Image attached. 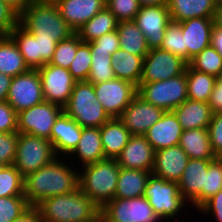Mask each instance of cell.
Masks as SVG:
<instances>
[{
	"label": "cell",
	"mask_w": 222,
	"mask_h": 222,
	"mask_svg": "<svg viewBox=\"0 0 222 222\" xmlns=\"http://www.w3.org/2000/svg\"><path fill=\"white\" fill-rule=\"evenodd\" d=\"M78 188L79 168L74 167L66 157L57 156L24 177V197L30 206H36L53 196L71 193Z\"/></svg>",
	"instance_id": "obj_1"
},
{
	"label": "cell",
	"mask_w": 222,
	"mask_h": 222,
	"mask_svg": "<svg viewBox=\"0 0 222 222\" xmlns=\"http://www.w3.org/2000/svg\"><path fill=\"white\" fill-rule=\"evenodd\" d=\"M43 222H94L101 217V208L80 188L42 200L35 206Z\"/></svg>",
	"instance_id": "obj_2"
},
{
	"label": "cell",
	"mask_w": 222,
	"mask_h": 222,
	"mask_svg": "<svg viewBox=\"0 0 222 222\" xmlns=\"http://www.w3.org/2000/svg\"><path fill=\"white\" fill-rule=\"evenodd\" d=\"M19 24L36 38L54 39L57 43L75 33L54 1H33L19 15Z\"/></svg>",
	"instance_id": "obj_3"
},
{
	"label": "cell",
	"mask_w": 222,
	"mask_h": 222,
	"mask_svg": "<svg viewBox=\"0 0 222 222\" xmlns=\"http://www.w3.org/2000/svg\"><path fill=\"white\" fill-rule=\"evenodd\" d=\"M120 166L106 158L80 167L79 188L101 209L115 198Z\"/></svg>",
	"instance_id": "obj_4"
},
{
	"label": "cell",
	"mask_w": 222,
	"mask_h": 222,
	"mask_svg": "<svg viewBox=\"0 0 222 222\" xmlns=\"http://www.w3.org/2000/svg\"><path fill=\"white\" fill-rule=\"evenodd\" d=\"M144 197L149 201L158 218L165 222H179L181 214L187 211L185 207H190L179 192L177 182L166 181L153 174L148 179Z\"/></svg>",
	"instance_id": "obj_5"
},
{
	"label": "cell",
	"mask_w": 222,
	"mask_h": 222,
	"mask_svg": "<svg viewBox=\"0 0 222 222\" xmlns=\"http://www.w3.org/2000/svg\"><path fill=\"white\" fill-rule=\"evenodd\" d=\"M63 111L81 127H101L111 119L97 100L94 85L88 81H76Z\"/></svg>",
	"instance_id": "obj_6"
},
{
	"label": "cell",
	"mask_w": 222,
	"mask_h": 222,
	"mask_svg": "<svg viewBox=\"0 0 222 222\" xmlns=\"http://www.w3.org/2000/svg\"><path fill=\"white\" fill-rule=\"evenodd\" d=\"M137 95L164 111H173L188 99L186 72L167 80L140 83Z\"/></svg>",
	"instance_id": "obj_7"
},
{
	"label": "cell",
	"mask_w": 222,
	"mask_h": 222,
	"mask_svg": "<svg viewBox=\"0 0 222 222\" xmlns=\"http://www.w3.org/2000/svg\"><path fill=\"white\" fill-rule=\"evenodd\" d=\"M56 157L52 143L48 139L19 133L13 165L24 177L39 170Z\"/></svg>",
	"instance_id": "obj_8"
},
{
	"label": "cell",
	"mask_w": 222,
	"mask_h": 222,
	"mask_svg": "<svg viewBox=\"0 0 222 222\" xmlns=\"http://www.w3.org/2000/svg\"><path fill=\"white\" fill-rule=\"evenodd\" d=\"M104 222H152L164 221L154 213L144 197L114 198L101 209Z\"/></svg>",
	"instance_id": "obj_9"
},
{
	"label": "cell",
	"mask_w": 222,
	"mask_h": 222,
	"mask_svg": "<svg viewBox=\"0 0 222 222\" xmlns=\"http://www.w3.org/2000/svg\"><path fill=\"white\" fill-rule=\"evenodd\" d=\"M62 112L63 107L47 101L21 110L17 113V131L50 141L51 129Z\"/></svg>",
	"instance_id": "obj_10"
},
{
	"label": "cell",
	"mask_w": 222,
	"mask_h": 222,
	"mask_svg": "<svg viewBox=\"0 0 222 222\" xmlns=\"http://www.w3.org/2000/svg\"><path fill=\"white\" fill-rule=\"evenodd\" d=\"M188 63L181 57L161 48L151 49L143 59L140 83H151L177 77L185 72Z\"/></svg>",
	"instance_id": "obj_11"
},
{
	"label": "cell",
	"mask_w": 222,
	"mask_h": 222,
	"mask_svg": "<svg viewBox=\"0 0 222 222\" xmlns=\"http://www.w3.org/2000/svg\"><path fill=\"white\" fill-rule=\"evenodd\" d=\"M43 101L42 83L37 69H29L12 77L6 102L17 113Z\"/></svg>",
	"instance_id": "obj_12"
},
{
	"label": "cell",
	"mask_w": 222,
	"mask_h": 222,
	"mask_svg": "<svg viewBox=\"0 0 222 222\" xmlns=\"http://www.w3.org/2000/svg\"><path fill=\"white\" fill-rule=\"evenodd\" d=\"M93 85L97 100L111 118H118L137 95L136 85L119 78Z\"/></svg>",
	"instance_id": "obj_13"
},
{
	"label": "cell",
	"mask_w": 222,
	"mask_h": 222,
	"mask_svg": "<svg viewBox=\"0 0 222 222\" xmlns=\"http://www.w3.org/2000/svg\"><path fill=\"white\" fill-rule=\"evenodd\" d=\"M37 70L41 78L44 100L64 107L76 83L69 70L50 63Z\"/></svg>",
	"instance_id": "obj_14"
},
{
	"label": "cell",
	"mask_w": 222,
	"mask_h": 222,
	"mask_svg": "<svg viewBox=\"0 0 222 222\" xmlns=\"http://www.w3.org/2000/svg\"><path fill=\"white\" fill-rule=\"evenodd\" d=\"M134 22L144 34L149 49L160 48L166 27L171 22L167 4L141 7Z\"/></svg>",
	"instance_id": "obj_15"
},
{
	"label": "cell",
	"mask_w": 222,
	"mask_h": 222,
	"mask_svg": "<svg viewBox=\"0 0 222 222\" xmlns=\"http://www.w3.org/2000/svg\"><path fill=\"white\" fill-rule=\"evenodd\" d=\"M164 110L136 95L118 119L131 135H144L164 114Z\"/></svg>",
	"instance_id": "obj_16"
},
{
	"label": "cell",
	"mask_w": 222,
	"mask_h": 222,
	"mask_svg": "<svg viewBox=\"0 0 222 222\" xmlns=\"http://www.w3.org/2000/svg\"><path fill=\"white\" fill-rule=\"evenodd\" d=\"M214 159H189L184 172L178 181L179 192L184 199L194 208H200V192L205 187L206 173L209 163Z\"/></svg>",
	"instance_id": "obj_17"
},
{
	"label": "cell",
	"mask_w": 222,
	"mask_h": 222,
	"mask_svg": "<svg viewBox=\"0 0 222 222\" xmlns=\"http://www.w3.org/2000/svg\"><path fill=\"white\" fill-rule=\"evenodd\" d=\"M155 151L144 135H131L128 143L116 158L120 167L150 171L154 165Z\"/></svg>",
	"instance_id": "obj_18"
},
{
	"label": "cell",
	"mask_w": 222,
	"mask_h": 222,
	"mask_svg": "<svg viewBox=\"0 0 222 222\" xmlns=\"http://www.w3.org/2000/svg\"><path fill=\"white\" fill-rule=\"evenodd\" d=\"M189 159L179 145L157 150L154 154L152 174L166 181L178 183Z\"/></svg>",
	"instance_id": "obj_19"
},
{
	"label": "cell",
	"mask_w": 222,
	"mask_h": 222,
	"mask_svg": "<svg viewBox=\"0 0 222 222\" xmlns=\"http://www.w3.org/2000/svg\"><path fill=\"white\" fill-rule=\"evenodd\" d=\"M61 17L76 32L106 7V0H54Z\"/></svg>",
	"instance_id": "obj_20"
},
{
	"label": "cell",
	"mask_w": 222,
	"mask_h": 222,
	"mask_svg": "<svg viewBox=\"0 0 222 222\" xmlns=\"http://www.w3.org/2000/svg\"><path fill=\"white\" fill-rule=\"evenodd\" d=\"M82 127L64 111L51 129L50 142L56 156L67 157L77 146Z\"/></svg>",
	"instance_id": "obj_21"
},
{
	"label": "cell",
	"mask_w": 222,
	"mask_h": 222,
	"mask_svg": "<svg viewBox=\"0 0 222 222\" xmlns=\"http://www.w3.org/2000/svg\"><path fill=\"white\" fill-rule=\"evenodd\" d=\"M213 26V18H193L180 22L184 47H187V63L204 48L210 46Z\"/></svg>",
	"instance_id": "obj_22"
},
{
	"label": "cell",
	"mask_w": 222,
	"mask_h": 222,
	"mask_svg": "<svg viewBox=\"0 0 222 222\" xmlns=\"http://www.w3.org/2000/svg\"><path fill=\"white\" fill-rule=\"evenodd\" d=\"M66 158L78 168L106 159L101 142L100 127H82L77 146ZM74 161L79 162V165H75Z\"/></svg>",
	"instance_id": "obj_23"
},
{
	"label": "cell",
	"mask_w": 222,
	"mask_h": 222,
	"mask_svg": "<svg viewBox=\"0 0 222 222\" xmlns=\"http://www.w3.org/2000/svg\"><path fill=\"white\" fill-rule=\"evenodd\" d=\"M182 128L173 111H165L162 117L144 134L154 151L179 145Z\"/></svg>",
	"instance_id": "obj_24"
},
{
	"label": "cell",
	"mask_w": 222,
	"mask_h": 222,
	"mask_svg": "<svg viewBox=\"0 0 222 222\" xmlns=\"http://www.w3.org/2000/svg\"><path fill=\"white\" fill-rule=\"evenodd\" d=\"M218 0H166L171 21L180 23L193 18H213Z\"/></svg>",
	"instance_id": "obj_25"
},
{
	"label": "cell",
	"mask_w": 222,
	"mask_h": 222,
	"mask_svg": "<svg viewBox=\"0 0 222 222\" xmlns=\"http://www.w3.org/2000/svg\"><path fill=\"white\" fill-rule=\"evenodd\" d=\"M182 130L208 128L213 113L207 102L186 99L173 110Z\"/></svg>",
	"instance_id": "obj_26"
},
{
	"label": "cell",
	"mask_w": 222,
	"mask_h": 222,
	"mask_svg": "<svg viewBox=\"0 0 222 222\" xmlns=\"http://www.w3.org/2000/svg\"><path fill=\"white\" fill-rule=\"evenodd\" d=\"M100 136L105 158L116 159L131 134L118 118H111L100 127Z\"/></svg>",
	"instance_id": "obj_27"
},
{
	"label": "cell",
	"mask_w": 222,
	"mask_h": 222,
	"mask_svg": "<svg viewBox=\"0 0 222 222\" xmlns=\"http://www.w3.org/2000/svg\"><path fill=\"white\" fill-rule=\"evenodd\" d=\"M179 146L186 152L190 159H215L208 128L183 130Z\"/></svg>",
	"instance_id": "obj_28"
},
{
	"label": "cell",
	"mask_w": 222,
	"mask_h": 222,
	"mask_svg": "<svg viewBox=\"0 0 222 222\" xmlns=\"http://www.w3.org/2000/svg\"><path fill=\"white\" fill-rule=\"evenodd\" d=\"M152 173L120 167L115 198H135L144 196L145 187Z\"/></svg>",
	"instance_id": "obj_29"
},
{
	"label": "cell",
	"mask_w": 222,
	"mask_h": 222,
	"mask_svg": "<svg viewBox=\"0 0 222 222\" xmlns=\"http://www.w3.org/2000/svg\"><path fill=\"white\" fill-rule=\"evenodd\" d=\"M112 69L115 73V78L127 80L138 86L143 69V58L138 55H133L118 49L112 55Z\"/></svg>",
	"instance_id": "obj_30"
},
{
	"label": "cell",
	"mask_w": 222,
	"mask_h": 222,
	"mask_svg": "<svg viewBox=\"0 0 222 222\" xmlns=\"http://www.w3.org/2000/svg\"><path fill=\"white\" fill-rule=\"evenodd\" d=\"M30 68L9 35H0V73L15 77Z\"/></svg>",
	"instance_id": "obj_31"
},
{
	"label": "cell",
	"mask_w": 222,
	"mask_h": 222,
	"mask_svg": "<svg viewBox=\"0 0 222 222\" xmlns=\"http://www.w3.org/2000/svg\"><path fill=\"white\" fill-rule=\"evenodd\" d=\"M118 23L119 21L115 18V15L105 7L80 27L76 33L82 42L89 43L104 34L117 30Z\"/></svg>",
	"instance_id": "obj_32"
},
{
	"label": "cell",
	"mask_w": 222,
	"mask_h": 222,
	"mask_svg": "<svg viewBox=\"0 0 222 222\" xmlns=\"http://www.w3.org/2000/svg\"><path fill=\"white\" fill-rule=\"evenodd\" d=\"M117 32L119 36L120 49L130 54L141 56L143 59L150 49L147 40L134 21H120Z\"/></svg>",
	"instance_id": "obj_33"
},
{
	"label": "cell",
	"mask_w": 222,
	"mask_h": 222,
	"mask_svg": "<svg viewBox=\"0 0 222 222\" xmlns=\"http://www.w3.org/2000/svg\"><path fill=\"white\" fill-rule=\"evenodd\" d=\"M185 72L188 99L208 103L216 83V76L197 71L189 64Z\"/></svg>",
	"instance_id": "obj_34"
},
{
	"label": "cell",
	"mask_w": 222,
	"mask_h": 222,
	"mask_svg": "<svg viewBox=\"0 0 222 222\" xmlns=\"http://www.w3.org/2000/svg\"><path fill=\"white\" fill-rule=\"evenodd\" d=\"M16 43L25 63L30 69H37L36 37L26 31L20 24L8 34Z\"/></svg>",
	"instance_id": "obj_35"
},
{
	"label": "cell",
	"mask_w": 222,
	"mask_h": 222,
	"mask_svg": "<svg viewBox=\"0 0 222 222\" xmlns=\"http://www.w3.org/2000/svg\"><path fill=\"white\" fill-rule=\"evenodd\" d=\"M91 70L87 81L99 84L115 78L110 52L91 51Z\"/></svg>",
	"instance_id": "obj_36"
},
{
	"label": "cell",
	"mask_w": 222,
	"mask_h": 222,
	"mask_svg": "<svg viewBox=\"0 0 222 222\" xmlns=\"http://www.w3.org/2000/svg\"><path fill=\"white\" fill-rule=\"evenodd\" d=\"M24 195V176L14 165L0 171V197Z\"/></svg>",
	"instance_id": "obj_37"
},
{
	"label": "cell",
	"mask_w": 222,
	"mask_h": 222,
	"mask_svg": "<svg viewBox=\"0 0 222 222\" xmlns=\"http://www.w3.org/2000/svg\"><path fill=\"white\" fill-rule=\"evenodd\" d=\"M188 64L197 71L216 77L222 71V57L211 45L204 48Z\"/></svg>",
	"instance_id": "obj_38"
},
{
	"label": "cell",
	"mask_w": 222,
	"mask_h": 222,
	"mask_svg": "<svg viewBox=\"0 0 222 222\" xmlns=\"http://www.w3.org/2000/svg\"><path fill=\"white\" fill-rule=\"evenodd\" d=\"M82 43L79 35L75 32L69 38L56 44L52 59L49 62L54 66L69 68L76 55L77 47Z\"/></svg>",
	"instance_id": "obj_39"
},
{
	"label": "cell",
	"mask_w": 222,
	"mask_h": 222,
	"mask_svg": "<svg viewBox=\"0 0 222 222\" xmlns=\"http://www.w3.org/2000/svg\"><path fill=\"white\" fill-rule=\"evenodd\" d=\"M160 48L187 62V47H184V35L180 23L171 21L167 25Z\"/></svg>",
	"instance_id": "obj_40"
},
{
	"label": "cell",
	"mask_w": 222,
	"mask_h": 222,
	"mask_svg": "<svg viewBox=\"0 0 222 222\" xmlns=\"http://www.w3.org/2000/svg\"><path fill=\"white\" fill-rule=\"evenodd\" d=\"M220 190H222V157H217L209 163L205 187L200 192V207Z\"/></svg>",
	"instance_id": "obj_41"
},
{
	"label": "cell",
	"mask_w": 222,
	"mask_h": 222,
	"mask_svg": "<svg viewBox=\"0 0 222 222\" xmlns=\"http://www.w3.org/2000/svg\"><path fill=\"white\" fill-rule=\"evenodd\" d=\"M91 50L88 43L82 42L76 51L74 60L68 68L76 81H87L91 70Z\"/></svg>",
	"instance_id": "obj_42"
},
{
	"label": "cell",
	"mask_w": 222,
	"mask_h": 222,
	"mask_svg": "<svg viewBox=\"0 0 222 222\" xmlns=\"http://www.w3.org/2000/svg\"><path fill=\"white\" fill-rule=\"evenodd\" d=\"M29 207L24 195L0 197V222H12Z\"/></svg>",
	"instance_id": "obj_43"
},
{
	"label": "cell",
	"mask_w": 222,
	"mask_h": 222,
	"mask_svg": "<svg viewBox=\"0 0 222 222\" xmlns=\"http://www.w3.org/2000/svg\"><path fill=\"white\" fill-rule=\"evenodd\" d=\"M106 7L120 21H134L141 5L138 0H106Z\"/></svg>",
	"instance_id": "obj_44"
},
{
	"label": "cell",
	"mask_w": 222,
	"mask_h": 222,
	"mask_svg": "<svg viewBox=\"0 0 222 222\" xmlns=\"http://www.w3.org/2000/svg\"><path fill=\"white\" fill-rule=\"evenodd\" d=\"M19 132L0 133V162L13 165L16 157Z\"/></svg>",
	"instance_id": "obj_45"
},
{
	"label": "cell",
	"mask_w": 222,
	"mask_h": 222,
	"mask_svg": "<svg viewBox=\"0 0 222 222\" xmlns=\"http://www.w3.org/2000/svg\"><path fill=\"white\" fill-rule=\"evenodd\" d=\"M208 132L214 154L222 157V112L213 114Z\"/></svg>",
	"instance_id": "obj_46"
},
{
	"label": "cell",
	"mask_w": 222,
	"mask_h": 222,
	"mask_svg": "<svg viewBox=\"0 0 222 222\" xmlns=\"http://www.w3.org/2000/svg\"><path fill=\"white\" fill-rule=\"evenodd\" d=\"M91 51L110 52L111 56L120 48L117 30L104 34L88 43Z\"/></svg>",
	"instance_id": "obj_47"
},
{
	"label": "cell",
	"mask_w": 222,
	"mask_h": 222,
	"mask_svg": "<svg viewBox=\"0 0 222 222\" xmlns=\"http://www.w3.org/2000/svg\"><path fill=\"white\" fill-rule=\"evenodd\" d=\"M19 24V15L0 0V35H8Z\"/></svg>",
	"instance_id": "obj_48"
},
{
	"label": "cell",
	"mask_w": 222,
	"mask_h": 222,
	"mask_svg": "<svg viewBox=\"0 0 222 222\" xmlns=\"http://www.w3.org/2000/svg\"><path fill=\"white\" fill-rule=\"evenodd\" d=\"M17 131V112L6 102H0V133Z\"/></svg>",
	"instance_id": "obj_49"
},
{
	"label": "cell",
	"mask_w": 222,
	"mask_h": 222,
	"mask_svg": "<svg viewBox=\"0 0 222 222\" xmlns=\"http://www.w3.org/2000/svg\"><path fill=\"white\" fill-rule=\"evenodd\" d=\"M199 214L214 217L215 222H222V190L208 199L198 210ZM202 212V213H201ZM208 214V215H207Z\"/></svg>",
	"instance_id": "obj_50"
},
{
	"label": "cell",
	"mask_w": 222,
	"mask_h": 222,
	"mask_svg": "<svg viewBox=\"0 0 222 222\" xmlns=\"http://www.w3.org/2000/svg\"><path fill=\"white\" fill-rule=\"evenodd\" d=\"M56 44L54 39L36 38L37 69L51 61Z\"/></svg>",
	"instance_id": "obj_51"
},
{
	"label": "cell",
	"mask_w": 222,
	"mask_h": 222,
	"mask_svg": "<svg viewBox=\"0 0 222 222\" xmlns=\"http://www.w3.org/2000/svg\"><path fill=\"white\" fill-rule=\"evenodd\" d=\"M208 104L213 114L222 112V71L216 77V83Z\"/></svg>",
	"instance_id": "obj_52"
},
{
	"label": "cell",
	"mask_w": 222,
	"mask_h": 222,
	"mask_svg": "<svg viewBox=\"0 0 222 222\" xmlns=\"http://www.w3.org/2000/svg\"><path fill=\"white\" fill-rule=\"evenodd\" d=\"M12 222H43V218L35 206H30L19 218Z\"/></svg>",
	"instance_id": "obj_53"
},
{
	"label": "cell",
	"mask_w": 222,
	"mask_h": 222,
	"mask_svg": "<svg viewBox=\"0 0 222 222\" xmlns=\"http://www.w3.org/2000/svg\"><path fill=\"white\" fill-rule=\"evenodd\" d=\"M210 45L213 46L222 57V28L221 27H216L215 25L213 26V29L211 32Z\"/></svg>",
	"instance_id": "obj_54"
},
{
	"label": "cell",
	"mask_w": 222,
	"mask_h": 222,
	"mask_svg": "<svg viewBox=\"0 0 222 222\" xmlns=\"http://www.w3.org/2000/svg\"><path fill=\"white\" fill-rule=\"evenodd\" d=\"M11 80V76L0 73V102L7 100Z\"/></svg>",
	"instance_id": "obj_55"
},
{
	"label": "cell",
	"mask_w": 222,
	"mask_h": 222,
	"mask_svg": "<svg viewBox=\"0 0 222 222\" xmlns=\"http://www.w3.org/2000/svg\"><path fill=\"white\" fill-rule=\"evenodd\" d=\"M9 7H11L18 15H20L33 0H3Z\"/></svg>",
	"instance_id": "obj_56"
},
{
	"label": "cell",
	"mask_w": 222,
	"mask_h": 222,
	"mask_svg": "<svg viewBox=\"0 0 222 222\" xmlns=\"http://www.w3.org/2000/svg\"><path fill=\"white\" fill-rule=\"evenodd\" d=\"M214 25L222 28V1L218 0L213 17Z\"/></svg>",
	"instance_id": "obj_57"
},
{
	"label": "cell",
	"mask_w": 222,
	"mask_h": 222,
	"mask_svg": "<svg viewBox=\"0 0 222 222\" xmlns=\"http://www.w3.org/2000/svg\"><path fill=\"white\" fill-rule=\"evenodd\" d=\"M141 7L145 6H157L160 4H166V0H138Z\"/></svg>",
	"instance_id": "obj_58"
},
{
	"label": "cell",
	"mask_w": 222,
	"mask_h": 222,
	"mask_svg": "<svg viewBox=\"0 0 222 222\" xmlns=\"http://www.w3.org/2000/svg\"><path fill=\"white\" fill-rule=\"evenodd\" d=\"M94 222H104V220H103V218L102 217H100L99 219H97L96 221H94Z\"/></svg>",
	"instance_id": "obj_59"
},
{
	"label": "cell",
	"mask_w": 222,
	"mask_h": 222,
	"mask_svg": "<svg viewBox=\"0 0 222 222\" xmlns=\"http://www.w3.org/2000/svg\"><path fill=\"white\" fill-rule=\"evenodd\" d=\"M4 166H5V165L0 162V171L3 169Z\"/></svg>",
	"instance_id": "obj_60"
},
{
	"label": "cell",
	"mask_w": 222,
	"mask_h": 222,
	"mask_svg": "<svg viewBox=\"0 0 222 222\" xmlns=\"http://www.w3.org/2000/svg\"><path fill=\"white\" fill-rule=\"evenodd\" d=\"M33 1H54V0H33Z\"/></svg>",
	"instance_id": "obj_61"
}]
</instances>
